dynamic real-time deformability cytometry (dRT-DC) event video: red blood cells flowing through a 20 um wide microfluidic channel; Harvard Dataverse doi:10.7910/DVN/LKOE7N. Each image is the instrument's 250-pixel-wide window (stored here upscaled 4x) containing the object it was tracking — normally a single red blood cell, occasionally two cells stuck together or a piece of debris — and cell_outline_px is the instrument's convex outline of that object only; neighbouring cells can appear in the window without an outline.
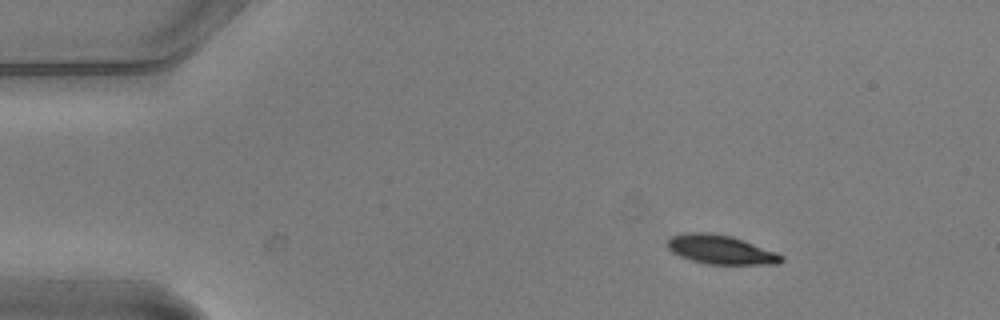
{"species": "common noctule bat (a hibernating species)", "species_latin": "Nyctalus noctula", "temperature_condition": "warm", "stored_images_in_passage": 3, "camera_frame_rate_fps": 3000, "um_per_image_px": 0.085, "animal": {"sex": "male", "body_mass_g": 20.5, "forearm_length_mm": 52.5}, "frame": {"image": 1, "passage_image": 1, "time_ms": 0.0, "image_size_px": [1000, 320], "cell_outline_px": [[784, 260], [780, 264], [708, 264], [692, 260], [680, 256], [672, 252], [668, 248], [668, 240], [672, 236], [684, 232], [708, 232], [732, 236], [776, 252], [784, 256]], "centroid_in_image_um": [61.27, 21.21], "position_along_channel_um": 23.7, "area_um2": 19.25}}